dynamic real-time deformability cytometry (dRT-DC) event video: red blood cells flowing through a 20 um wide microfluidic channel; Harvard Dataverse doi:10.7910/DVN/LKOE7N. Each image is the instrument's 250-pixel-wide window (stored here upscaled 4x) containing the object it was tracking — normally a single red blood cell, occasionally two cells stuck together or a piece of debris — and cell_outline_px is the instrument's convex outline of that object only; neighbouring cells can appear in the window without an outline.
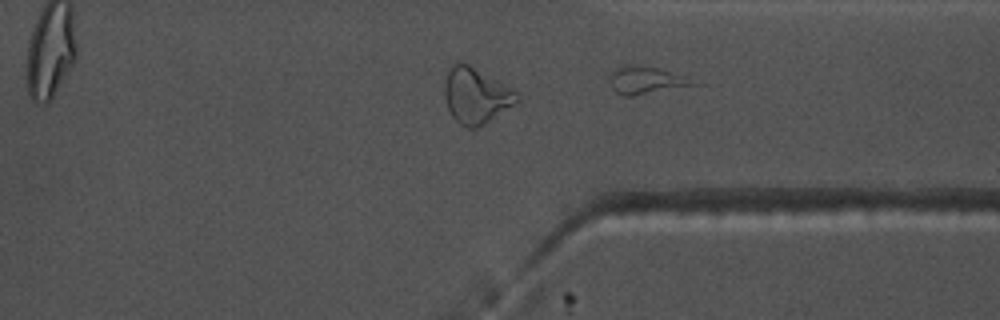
{"species": "common noctule bat (a hibernating species)", "species_latin": "Nyctalus noctula", "temperature_condition": "warm", "stored_images_in_passage": 41, "camera_frame_rate_fps": 3000, "um_per_image_px": 0.085, "animal": {"sex": "male", "body_mass_g": 17.5, "forearm_length_mm": 52.3}, "frame": {"image": 1, "passage_image": 41, "time_ms": 13.333, "image_size_px": [1000, 320], "cell_outline_px": [[700, 84], [632, 96], [624, 96], [616, 92], [612, 88], [608, 80], [612, 72], [616, 68], [632, 64], [660, 68], [672, 72]], "centroid_in_image_um": [54.85, 6.82], "position_along_channel_um": 356.5, "area_um2": 13.18}}